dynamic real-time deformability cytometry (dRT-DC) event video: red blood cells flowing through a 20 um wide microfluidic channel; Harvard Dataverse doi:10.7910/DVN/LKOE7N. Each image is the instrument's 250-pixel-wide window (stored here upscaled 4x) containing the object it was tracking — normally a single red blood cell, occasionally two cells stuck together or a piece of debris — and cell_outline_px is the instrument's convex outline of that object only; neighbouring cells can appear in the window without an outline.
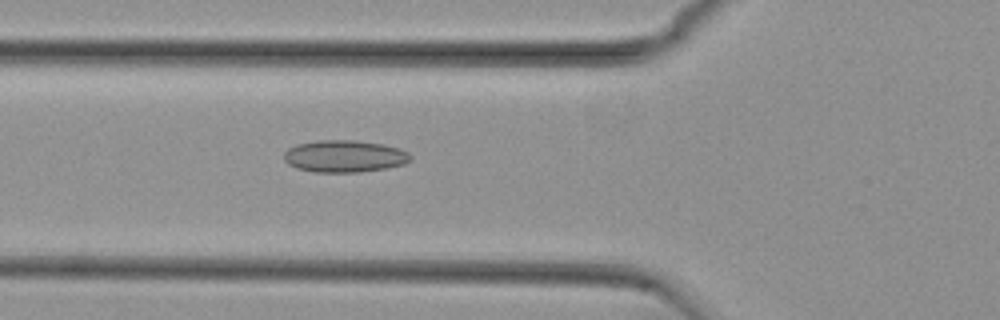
{"species": "common noctule bat (a hibernating species)", "species_latin": "Nyctalus noctula", "temperature_condition": "cold", "stored_images_in_passage": 38, "camera_frame_rate_fps": 3000, "um_per_image_px": 0.085, "animal": {"sex": "female", "body_mass_g": 29.2, "forearm_length_mm": 56.3}, "frame": {"image": 1, "passage_image": 3, "time_ms": 0.667, "image_size_px": [1000, 320], "cell_outline_px": [[412, 156], [404, 164], [388, 168], [360, 172], [316, 172], [296, 168], [288, 164], [284, 160], [284, 152], [288, 148], [296, 144], [316, 140], [356, 140], [384, 144], [400, 148], [408, 152]], "centroid_in_image_um": [29.27, 13.27], "position_along_channel_um": 96.5, "area_um2": 23.87}}
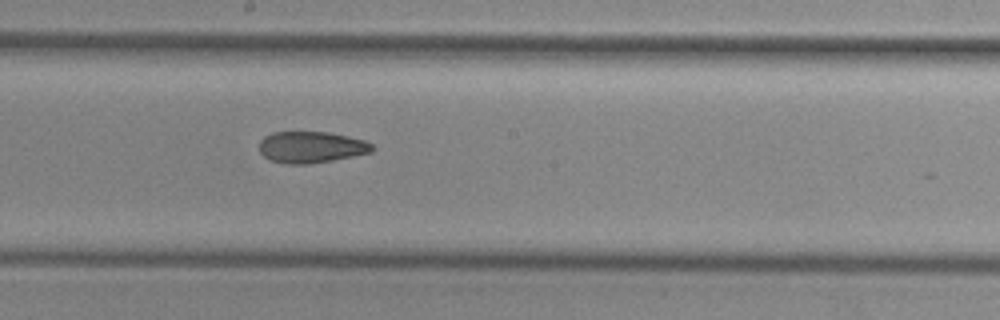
{"frame": {"image": 2, "passage_image": 13, "time_ms": 4.0, "image_size_px": [1000, 320], "cell_outline_px": [[376, 148], [372, 152], [332, 160], [308, 164], [284, 164], [272, 160], [264, 156], [260, 152], [260, 140], [264, 136], [272, 132], [328, 132], [348, 136], [364, 140], [372, 144]], "centroid_in_image_um": [26.46, 12.5], "position_along_channel_um": 221.7, "area_um2": 20.69}}
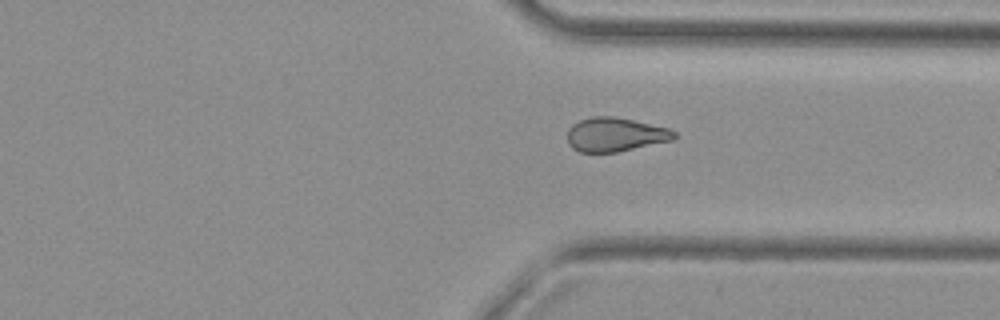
{"frame": {"image": 3, "passage_image": 24, "time_ms": 7.667, "image_size_px": [1000, 320], "cell_outline_px": [[676, 136], [672, 140], [616, 152], [580, 152], [572, 148], [568, 144], [568, 128], [572, 124], [580, 120], [592, 116], [616, 116], [668, 128], [676, 132]], "centroid_in_image_um": [52.27, 11.43], "position_along_channel_um": 359.1, "area_um2": 21.1}}